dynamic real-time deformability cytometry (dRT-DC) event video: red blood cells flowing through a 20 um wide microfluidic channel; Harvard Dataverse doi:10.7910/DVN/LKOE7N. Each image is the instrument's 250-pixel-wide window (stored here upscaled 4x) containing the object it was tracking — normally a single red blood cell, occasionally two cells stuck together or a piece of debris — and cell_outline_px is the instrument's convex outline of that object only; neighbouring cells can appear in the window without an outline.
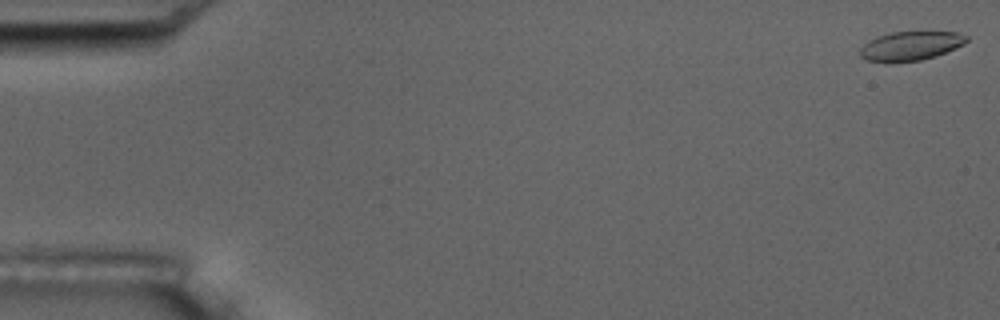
{"species": "common noctule bat (a hibernating species)", "species_latin": "Nyctalus noctula", "temperature_condition": "room temperature", "stored_images_in_passage": 8, "camera_frame_rate_fps": 3000, "um_per_image_px": 0.085, "animal": {"sex": "male", "body_mass_g": 17.5, "forearm_length_mm": 52.3}, "frame": {"image": 1, "passage_image": 1, "time_ms": 0.0, "image_size_px": [1000, 320], "cell_outline_px": [[968, 40], [964, 44], [936, 56], [920, 60], [888, 64], [864, 60], [860, 56], [860, 48], [868, 40], [876, 36], [892, 32], [956, 32], [968, 36]], "centroid_in_image_um": [77.34, 3.93], "position_along_channel_um": 7.7, "area_um2": 18.38}}
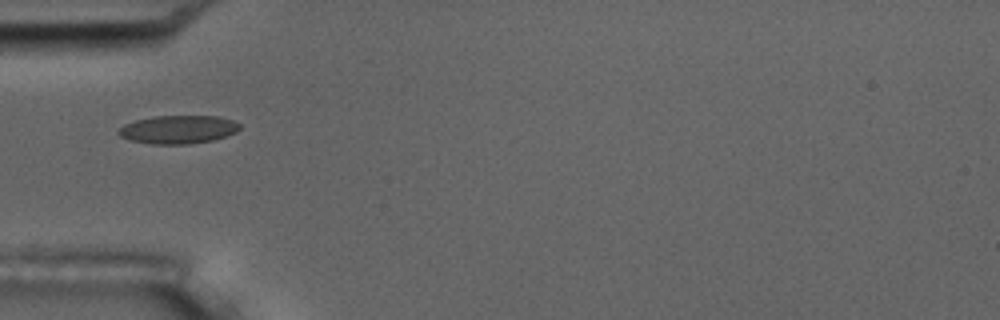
{"frame": {"image": 2, "passage_image": 6, "time_ms": 5.667, "image_size_px": [1000, 320], "cell_outline_px": [[240, 128], [236, 132], [212, 140], [188, 144], [152, 144], [128, 140], [120, 136], [116, 132], [124, 124], [136, 120], [152, 116], [216, 116], [232, 120], [240, 124]], "centroid_in_image_um": [15.1, 11.0], "position_along_channel_um": 69.9, "area_um2": 19.94}}